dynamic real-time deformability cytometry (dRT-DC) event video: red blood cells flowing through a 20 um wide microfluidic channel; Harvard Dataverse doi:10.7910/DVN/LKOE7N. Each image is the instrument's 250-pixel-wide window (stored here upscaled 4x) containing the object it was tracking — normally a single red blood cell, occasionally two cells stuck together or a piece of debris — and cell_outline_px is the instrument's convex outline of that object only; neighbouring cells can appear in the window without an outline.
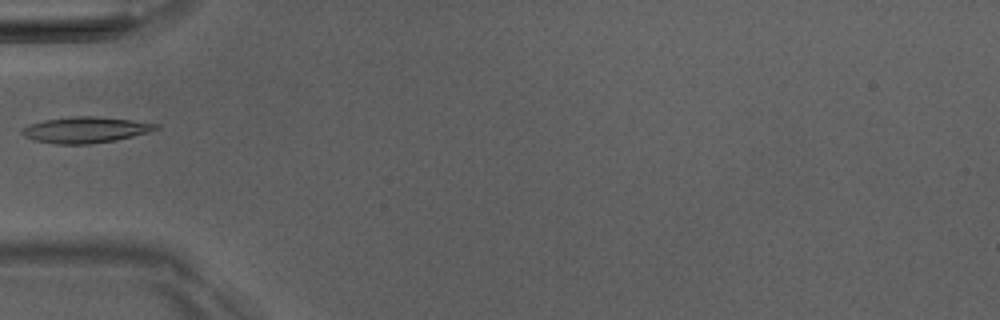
{"species": "Egyptian fruit bat (a non-hibernating species)", "species_latin": "Rousettus aegyptiacus", "temperature_condition": "room temperature", "stored_images_in_passage": 2, "camera_frame_rate_fps": 3000, "um_per_image_px": 0.085, "animal": {"sex": "male"}, "frame": {"image": 1, "passage_image": 1, "time_ms": 0.0, "image_size_px": [1000, 320], "cell_outline_px": [[160, 128], [148, 132], [116, 140], [92, 144], [56, 144], [36, 140], [24, 136], [20, 132], [20, 128], [28, 124], [44, 120], [72, 116], [96, 116], [132, 120], [160, 124]], "centroid_in_image_um": [7.25, 11.03], "position_along_channel_um": 77.8, "area_um2": 20.4}}